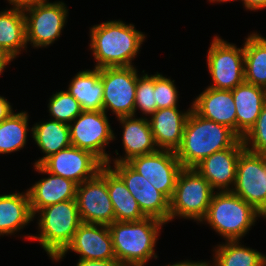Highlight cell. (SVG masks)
I'll use <instances>...</instances> for the list:
<instances>
[{
  "mask_svg": "<svg viewBox=\"0 0 266 266\" xmlns=\"http://www.w3.org/2000/svg\"><path fill=\"white\" fill-rule=\"evenodd\" d=\"M31 131L33 139L42 152L46 154L35 165H40L49 156L71 146L70 129L67 123L52 119L45 123L36 124Z\"/></svg>",
  "mask_w": 266,
  "mask_h": 266,
  "instance_id": "cell-27",
  "label": "cell"
},
{
  "mask_svg": "<svg viewBox=\"0 0 266 266\" xmlns=\"http://www.w3.org/2000/svg\"><path fill=\"white\" fill-rule=\"evenodd\" d=\"M114 171L122 178L130 194L136 199L146 217L165 223L169 221V200L144 176L137 173L126 162L114 163Z\"/></svg>",
  "mask_w": 266,
  "mask_h": 266,
  "instance_id": "cell-15",
  "label": "cell"
},
{
  "mask_svg": "<svg viewBox=\"0 0 266 266\" xmlns=\"http://www.w3.org/2000/svg\"><path fill=\"white\" fill-rule=\"evenodd\" d=\"M241 139L246 150L266 155V103L263 105L255 124ZM251 142L252 147L249 148L248 143L251 144Z\"/></svg>",
  "mask_w": 266,
  "mask_h": 266,
  "instance_id": "cell-33",
  "label": "cell"
},
{
  "mask_svg": "<svg viewBox=\"0 0 266 266\" xmlns=\"http://www.w3.org/2000/svg\"><path fill=\"white\" fill-rule=\"evenodd\" d=\"M211 1H212V2H214V1H216V2H217V1H218V2H224V1H226V2H227V1H231V0H210V2H211Z\"/></svg>",
  "mask_w": 266,
  "mask_h": 266,
  "instance_id": "cell-41",
  "label": "cell"
},
{
  "mask_svg": "<svg viewBox=\"0 0 266 266\" xmlns=\"http://www.w3.org/2000/svg\"><path fill=\"white\" fill-rule=\"evenodd\" d=\"M262 216L253 206L231 191L214 194L206 220L216 232L228 240H239L254 224L257 216Z\"/></svg>",
  "mask_w": 266,
  "mask_h": 266,
  "instance_id": "cell-5",
  "label": "cell"
},
{
  "mask_svg": "<svg viewBox=\"0 0 266 266\" xmlns=\"http://www.w3.org/2000/svg\"><path fill=\"white\" fill-rule=\"evenodd\" d=\"M78 119V120H77ZM69 124L71 145L91 152L103 164L109 165L105 144L114 139L113 130L106 113L102 111H83Z\"/></svg>",
  "mask_w": 266,
  "mask_h": 266,
  "instance_id": "cell-10",
  "label": "cell"
},
{
  "mask_svg": "<svg viewBox=\"0 0 266 266\" xmlns=\"http://www.w3.org/2000/svg\"><path fill=\"white\" fill-rule=\"evenodd\" d=\"M214 189L194 168H183L178 174L176 186L169 201V221L175 216L202 221L205 217Z\"/></svg>",
  "mask_w": 266,
  "mask_h": 266,
  "instance_id": "cell-6",
  "label": "cell"
},
{
  "mask_svg": "<svg viewBox=\"0 0 266 266\" xmlns=\"http://www.w3.org/2000/svg\"><path fill=\"white\" fill-rule=\"evenodd\" d=\"M103 165L91 152L71 145L49 156L40 165H35V169L61 176L78 185L93 178Z\"/></svg>",
  "mask_w": 266,
  "mask_h": 266,
  "instance_id": "cell-12",
  "label": "cell"
},
{
  "mask_svg": "<svg viewBox=\"0 0 266 266\" xmlns=\"http://www.w3.org/2000/svg\"><path fill=\"white\" fill-rule=\"evenodd\" d=\"M137 77L133 66L100 68L105 113L109 108L118 118L135 115Z\"/></svg>",
  "mask_w": 266,
  "mask_h": 266,
  "instance_id": "cell-8",
  "label": "cell"
},
{
  "mask_svg": "<svg viewBox=\"0 0 266 266\" xmlns=\"http://www.w3.org/2000/svg\"><path fill=\"white\" fill-rule=\"evenodd\" d=\"M67 91L80 103L82 111L103 110V84L99 68L77 73Z\"/></svg>",
  "mask_w": 266,
  "mask_h": 266,
  "instance_id": "cell-24",
  "label": "cell"
},
{
  "mask_svg": "<svg viewBox=\"0 0 266 266\" xmlns=\"http://www.w3.org/2000/svg\"><path fill=\"white\" fill-rule=\"evenodd\" d=\"M28 116L25 112L12 113L0 122V154L17 151L24 147L27 138Z\"/></svg>",
  "mask_w": 266,
  "mask_h": 266,
  "instance_id": "cell-30",
  "label": "cell"
},
{
  "mask_svg": "<svg viewBox=\"0 0 266 266\" xmlns=\"http://www.w3.org/2000/svg\"><path fill=\"white\" fill-rule=\"evenodd\" d=\"M48 105L54 120L67 124L83 112L80 103L68 91L54 94Z\"/></svg>",
  "mask_w": 266,
  "mask_h": 266,
  "instance_id": "cell-31",
  "label": "cell"
},
{
  "mask_svg": "<svg viewBox=\"0 0 266 266\" xmlns=\"http://www.w3.org/2000/svg\"><path fill=\"white\" fill-rule=\"evenodd\" d=\"M134 28L132 24L109 21L90 29V46L97 60L95 68L133 66L131 60L137 55L145 38Z\"/></svg>",
  "mask_w": 266,
  "mask_h": 266,
  "instance_id": "cell-2",
  "label": "cell"
},
{
  "mask_svg": "<svg viewBox=\"0 0 266 266\" xmlns=\"http://www.w3.org/2000/svg\"><path fill=\"white\" fill-rule=\"evenodd\" d=\"M174 80L163 77L161 74L154 75V91L157 110L162 108L177 107L178 91Z\"/></svg>",
  "mask_w": 266,
  "mask_h": 266,
  "instance_id": "cell-34",
  "label": "cell"
},
{
  "mask_svg": "<svg viewBox=\"0 0 266 266\" xmlns=\"http://www.w3.org/2000/svg\"><path fill=\"white\" fill-rule=\"evenodd\" d=\"M163 221L146 217L140 221H114L108 225L116 260L122 266H144L157 256L154 246Z\"/></svg>",
  "mask_w": 266,
  "mask_h": 266,
  "instance_id": "cell-3",
  "label": "cell"
},
{
  "mask_svg": "<svg viewBox=\"0 0 266 266\" xmlns=\"http://www.w3.org/2000/svg\"><path fill=\"white\" fill-rule=\"evenodd\" d=\"M13 58L0 47V74L3 72L4 67L11 62Z\"/></svg>",
  "mask_w": 266,
  "mask_h": 266,
  "instance_id": "cell-39",
  "label": "cell"
},
{
  "mask_svg": "<svg viewBox=\"0 0 266 266\" xmlns=\"http://www.w3.org/2000/svg\"><path fill=\"white\" fill-rule=\"evenodd\" d=\"M23 12L30 16L25 14L27 42L33 43L34 47H43L52 44L60 36L68 11L62 2L45 1L27 7Z\"/></svg>",
  "mask_w": 266,
  "mask_h": 266,
  "instance_id": "cell-14",
  "label": "cell"
},
{
  "mask_svg": "<svg viewBox=\"0 0 266 266\" xmlns=\"http://www.w3.org/2000/svg\"><path fill=\"white\" fill-rule=\"evenodd\" d=\"M75 199L82 223L110 225L115 221L107 189L106 164L93 178L78 184Z\"/></svg>",
  "mask_w": 266,
  "mask_h": 266,
  "instance_id": "cell-9",
  "label": "cell"
},
{
  "mask_svg": "<svg viewBox=\"0 0 266 266\" xmlns=\"http://www.w3.org/2000/svg\"><path fill=\"white\" fill-rule=\"evenodd\" d=\"M14 8L25 9L27 7L43 3L46 0H8Z\"/></svg>",
  "mask_w": 266,
  "mask_h": 266,
  "instance_id": "cell-36",
  "label": "cell"
},
{
  "mask_svg": "<svg viewBox=\"0 0 266 266\" xmlns=\"http://www.w3.org/2000/svg\"><path fill=\"white\" fill-rule=\"evenodd\" d=\"M207 61L214 82L210 88L233 90L245 81L244 47L237 48L216 36L209 48Z\"/></svg>",
  "mask_w": 266,
  "mask_h": 266,
  "instance_id": "cell-11",
  "label": "cell"
},
{
  "mask_svg": "<svg viewBox=\"0 0 266 266\" xmlns=\"http://www.w3.org/2000/svg\"><path fill=\"white\" fill-rule=\"evenodd\" d=\"M239 139L229 127L199 116L191 109L176 157L183 168H194L211 154L232 147Z\"/></svg>",
  "mask_w": 266,
  "mask_h": 266,
  "instance_id": "cell-1",
  "label": "cell"
},
{
  "mask_svg": "<svg viewBox=\"0 0 266 266\" xmlns=\"http://www.w3.org/2000/svg\"><path fill=\"white\" fill-rule=\"evenodd\" d=\"M238 240H228L216 250L215 266H266V256L239 245Z\"/></svg>",
  "mask_w": 266,
  "mask_h": 266,
  "instance_id": "cell-29",
  "label": "cell"
},
{
  "mask_svg": "<svg viewBox=\"0 0 266 266\" xmlns=\"http://www.w3.org/2000/svg\"><path fill=\"white\" fill-rule=\"evenodd\" d=\"M137 107L146 115H151L157 110L154 91V75L148 76L145 74L143 77H137L134 113Z\"/></svg>",
  "mask_w": 266,
  "mask_h": 266,
  "instance_id": "cell-32",
  "label": "cell"
},
{
  "mask_svg": "<svg viewBox=\"0 0 266 266\" xmlns=\"http://www.w3.org/2000/svg\"><path fill=\"white\" fill-rule=\"evenodd\" d=\"M34 218L26 192L0 195V235L20 230Z\"/></svg>",
  "mask_w": 266,
  "mask_h": 266,
  "instance_id": "cell-25",
  "label": "cell"
},
{
  "mask_svg": "<svg viewBox=\"0 0 266 266\" xmlns=\"http://www.w3.org/2000/svg\"><path fill=\"white\" fill-rule=\"evenodd\" d=\"M106 182L113 204L115 221H140L146 218L122 178L106 165Z\"/></svg>",
  "mask_w": 266,
  "mask_h": 266,
  "instance_id": "cell-23",
  "label": "cell"
},
{
  "mask_svg": "<svg viewBox=\"0 0 266 266\" xmlns=\"http://www.w3.org/2000/svg\"><path fill=\"white\" fill-rule=\"evenodd\" d=\"M69 249L79 253L80 259L116 260L108 225L82 223L72 241L54 260L62 259Z\"/></svg>",
  "mask_w": 266,
  "mask_h": 266,
  "instance_id": "cell-16",
  "label": "cell"
},
{
  "mask_svg": "<svg viewBox=\"0 0 266 266\" xmlns=\"http://www.w3.org/2000/svg\"><path fill=\"white\" fill-rule=\"evenodd\" d=\"M167 266H211L209 265L208 263L206 262H179V263H176V264H173V265H167Z\"/></svg>",
  "mask_w": 266,
  "mask_h": 266,
  "instance_id": "cell-40",
  "label": "cell"
},
{
  "mask_svg": "<svg viewBox=\"0 0 266 266\" xmlns=\"http://www.w3.org/2000/svg\"><path fill=\"white\" fill-rule=\"evenodd\" d=\"M231 91L236 107V134L242 138L255 124L266 103V89L244 81Z\"/></svg>",
  "mask_w": 266,
  "mask_h": 266,
  "instance_id": "cell-20",
  "label": "cell"
},
{
  "mask_svg": "<svg viewBox=\"0 0 266 266\" xmlns=\"http://www.w3.org/2000/svg\"><path fill=\"white\" fill-rule=\"evenodd\" d=\"M126 163L171 200L178 174L183 169L174 151L158 149L153 153L134 157Z\"/></svg>",
  "mask_w": 266,
  "mask_h": 266,
  "instance_id": "cell-13",
  "label": "cell"
},
{
  "mask_svg": "<svg viewBox=\"0 0 266 266\" xmlns=\"http://www.w3.org/2000/svg\"><path fill=\"white\" fill-rule=\"evenodd\" d=\"M192 109L199 116L223 124L236 133V107L231 90L208 87L195 99Z\"/></svg>",
  "mask_w": 266,
  "mask_h": 266,
  "instance_id": "cell-19",
  "label": "cell"
},
{
  "mask_svg": "<svg viewBox=\"0 0 266 266\" xmlns=\"http://www.w3.org/2000/svg\"><path fill=\"white\" fill-rule=\"evenodd\" d=\"M27 44L26 22L23 9L0 12V47L15 58Z\"/></svg>",
  "mask_w": 266,
  "mask_h": 266,
  "instance_id": "cell-26",
  "label": "cell"
},
{
  "mask_svg": "<svg viewBox=\"0 0 266 266\" xmlns=\"http://www.w3.org/2000/svg\"><path fill=\"white\" fill-rule=\"evenodd\" d=\"M234 186L230 191L266 218V155L244 149L238 158Z\"/></svg>",
  "mask_w": 266,
  "mask_h": 266,
  "instance_id": "cell-7",
  "label": "cell"
},
{
  "mask_svg": "<svg viewBox=\"0 0 266 266\" xmlns=\"http://www.w3.org/2000/svg\"><path fill=\"white\" fill-rule=\"evenodd\" d=\"M40 211L39 236L37 239L52 259H55L72 241L75 232L82 224L76 199L46 206Z\"/></svg>",
  "mask_w": 266,
  "mask_h": 266,
  "instance_id": "cell-4",
  "label": "cell"
},
{
  "mask_svg": "<svg viewBox=\"0 0 266 266\" xmlns=\"http://www.w3.org/2000/svg\"><path fill=\"white\" fill-rule=\"evenodd\" d=\"M48 174L50 177L41 179L27 191L33 216L46 206L76 198L78 185L74 181Z\"/></svg>",
  "mask_w": 266,
  "mask_h": 266,
  "instance_id": "cell-21",
  "label": "cell"
},
{
  "mask_svg": "<svg viewBox=\"0 0 266 266\" xmlns=\"http://www.w3.org/2000/svg\"><path fill=\"white\" fill-rule=\"evenodd\" d=\"M12 113L10 103L4 97L0 96V122L8 118Z\"/></svg>",
  "mask_w": 266,
  "mask_h": 266,
  "instance_id": "cell-37",
  "label": "cell"
},
{
  "mask_svg": "<svg viewBox=\"0 0 266 266\" xmlns=\"http://www.w3.org/2000/svg\"><path fill=\"white\" fill-rule=\"evenodd\" d=\"M245 149L240 138L232 147L217 151L206 157L194 169L202 175L215 190L230 191L229 185L235 184L237 163L240 153Z\"/></svg>",
  "mask_w": 266,
  "mask_h": 266,
  "instance_id": "cell-17",
  "label": "cell"
},
{
  "mask_svg": "<svg viewBox=\"0 0 266 266\" xmlns=\"http://www.w3.org/2000/svg\"><path fill=\"white\" fill-rule=\"evenodd\" d=\"M77 266H122L117 260H85L79 259Z\"/></svg>",
  "mask_w": 266,
  "mask_h": 266,
  "instance_id": "cell-35",
  "label": "cell"
},
{
  "mask_svg": "<svg viewBox=\"0 0 266 266\" xmlns=\"http://www.w3.org/2000/svg\"><path fill=\"white\" fill-rule=\"evenodd\" d=\"M245 82L266 89V38L250 35L244 44Z\"/></svg>",
  "mask_w": 266,
  "mask_h": 266,
  "instance_id": "cell-28",
  "label": "cell"
},
{
  "mask_svg": "<svg viewBox=\"0 0 266 266\" xmlns=\"http://www.w3.org/2000/svg\"><path fill=\"white\" fill-rule=\"evenodd\" d=\"M135 116H122L118 119L124 125L122 143L126 152L125 158L116 159L114 163L128 162L134 157L150 154L158 150L155 148L153 133L149 120L145 118L133 119Z\"/></svg>",
  "mask_w": 266,
  "mask_h": 266,
  "instance_id": "cell-22",
  "label": "cell"
},
{
  "mask_svg": "<svg viewBox=\"0 0 266 266\" xmlns=\"http://www.w3.org/2000/svg\"><path fill=\"white\" fill-rule=\"evenodd\" d=\"M190 111L181 113L177 107H171L158 109L151 114L149 124L159 149L175 152L179 148Z\"/></svg>",
  "mask_w": 266,
  "mask_h": 266,
  "instance_id": "cell-18",
  "label": "cell"
},
{
  "mask_svg": "<svg viewBox=\"0 0 266 266\" xmlns=\"http://www.w3.org/2000/svg\"><path fill=\"white\" fill-rule=\"evenodd\" d=\"M246 9L258 10L266 8V0H242Z\"/></svg>",
  "mask_w": 266,
  "mask_h": 266,
  "instance_id": "cell-38",
  "label": "cell"
}]
</instances>
